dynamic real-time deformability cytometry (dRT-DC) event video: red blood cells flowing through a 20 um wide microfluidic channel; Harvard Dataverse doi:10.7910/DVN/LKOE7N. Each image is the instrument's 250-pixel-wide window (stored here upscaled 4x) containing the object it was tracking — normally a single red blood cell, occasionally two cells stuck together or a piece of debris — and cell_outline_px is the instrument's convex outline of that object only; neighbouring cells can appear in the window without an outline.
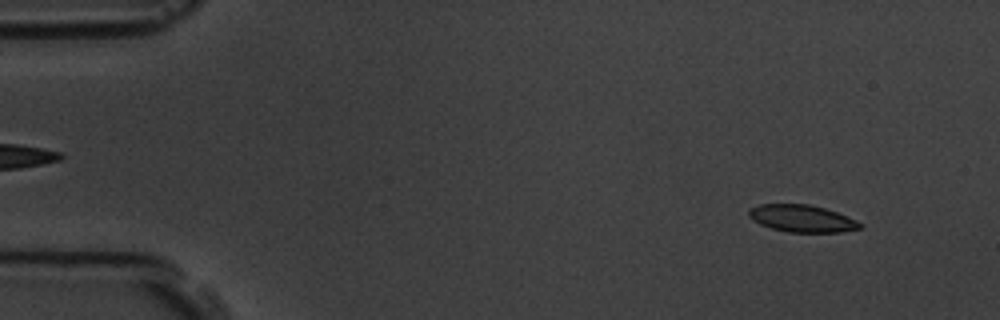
{"species": "common noctule bat (a hibernating species)", "species_latin": "Nyctalus noctula", "temperature_condition": "room temperature", "stored_images_in_passage": 4, "camera_frame_rate_fps": 3000, "um_per_image_px": 0.085, "animal": {"sex": "male", "body_mass_g": 19.5, "forearm_length_mm": 54.6}, "frame": {"image": 1, "passage_image": 1, "time_ms": 0.0, "image_size_px": [1000, 320], "cell_outline_px": [[864, 228], [844, 232], [788, 232], [772, 228], [760, 224], [752, 220], [748, 216], [748, 208], [760, 204], [808, 204], [824, 208], [836, 212], [856, 220], [864, 224]], "centroid_in_image_um": [68.18, 18.57], "position_along_channel_um": 16.8, "area_um2": 17.74}}
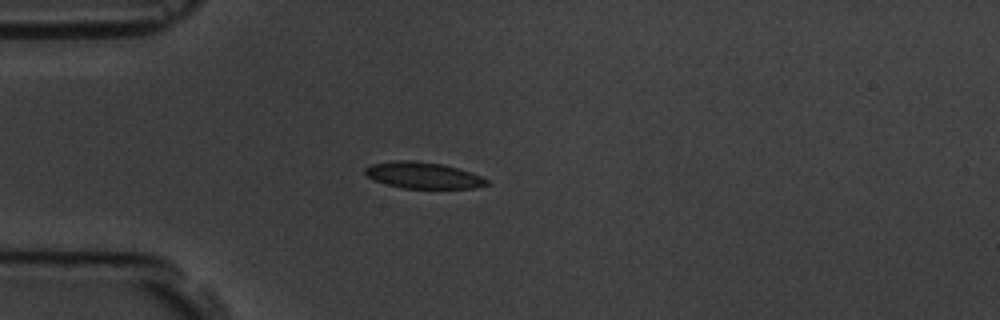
{"frame": {"image": 2, "passage_image": 3, "time_ms": 3.333, "image_size_px": [1000, 320], "cell_outline_px": [[492, 184], [476, 188], [404, 188], [388, 184], [376, 180], [368, 176], [364, 172], [364, 168], [372, 164], [396, 160], [408, 160], [440, 164], [472, 172], [488, 180]], "centroid_in_image_um": [36.01, 14.91], "position_along_channel_um": 49.0, "area_um2": 18.44}}